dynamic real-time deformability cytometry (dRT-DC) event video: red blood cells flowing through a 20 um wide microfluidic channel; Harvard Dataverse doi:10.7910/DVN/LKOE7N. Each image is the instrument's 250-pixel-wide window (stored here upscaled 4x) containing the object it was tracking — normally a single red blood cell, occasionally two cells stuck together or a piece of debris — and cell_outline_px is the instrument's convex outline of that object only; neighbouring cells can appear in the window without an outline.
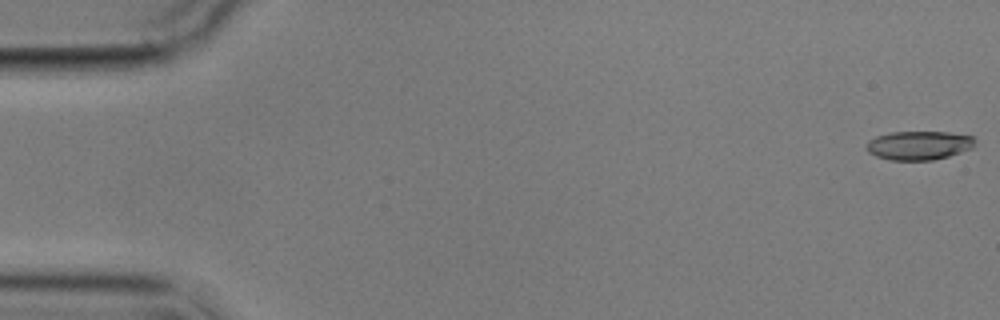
{"species": "common noctule bat (a hibernating species)", "species_latin": "Nyctalus noctula", "temperature_condition": "cold", "stored_images_in_passage": 6, "camera_frame_rate_fps": 3000, "um_per_image_px": 0.085, "animal": {"sex": "male", "body_mass_g": 17.9}, "frame": {"image": 1, "passage_image": 1, "time_ms": 0.0, "image_size_px": [1000, 320], "cell_outline_px": [[976, 144], [972, 148], [948, 156], [932, 160], [888, 160], [876, 156], [868, 152], [868, 140], [876, 136], [892, 132], [948, 132], [972, 136], [976, 140]], "centroid_in_image_um": [78.12, 12.35], "position_along_channel_um": 6.9, "area_um2": 18.21}}